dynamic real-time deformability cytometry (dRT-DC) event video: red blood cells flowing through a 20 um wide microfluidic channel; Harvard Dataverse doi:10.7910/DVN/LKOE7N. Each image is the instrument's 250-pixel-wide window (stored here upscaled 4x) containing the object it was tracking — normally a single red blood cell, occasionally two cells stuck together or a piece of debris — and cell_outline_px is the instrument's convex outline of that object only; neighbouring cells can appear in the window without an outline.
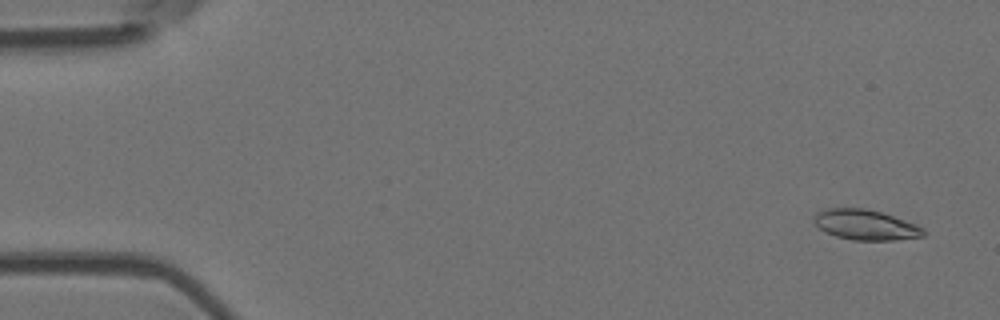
{"species": "Egyptian fruit bat (a non-hibernating species)", "species_latin": "Rousettus aegyptiacus", "temperature_condition": "room temperature", "stored_images_in_passage": 14, "camera_frame_rate_fps": 3000, "um_per_image_px": 0.085, "animal": {"sex": "female"}, "frame": {"image": 1, "passage_image": 3, "time_ms": 0.667, "image_size_px": [1000, 320], "cell_outline_px": [[924, 236], [896, 240], [852, 240], [836, 236], [820, 228], [816, 224], [816, 212], [828, 208], [864, 208], [880, 212], [916, 224], [924, 228]], "centroid_in_image_um": [73.6, 19.11], "position_along_channel_um": 11.4, "area_um2": 18.96}}
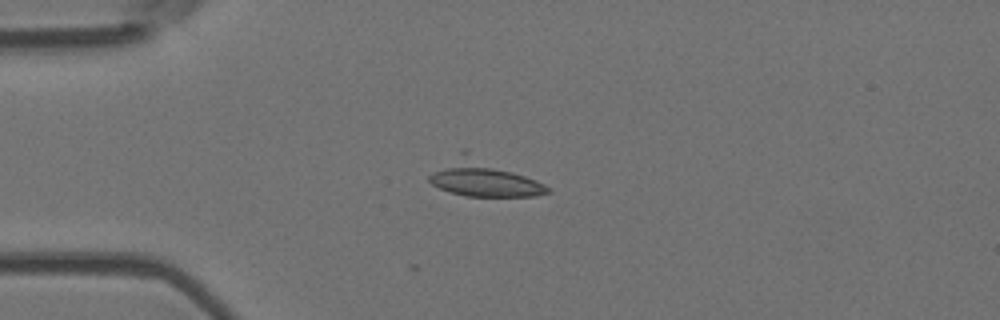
{"frame": {"image": 2, "passage_image": 14, "time_ms": 4.333, "image_size_px": [1000, 320], "cell_outline_px": [[552, 192], [536, 196], [464, 196], [440, 188], [432, 184], [428, 180], [428, 176], [432, 172], [460, 148], [464, 148], [536, 180], [552, 188]], "centroid_in_image_um": [41.07, 15.1], "position_along_channel_um": 43.9, "area_um2": 25.43}}